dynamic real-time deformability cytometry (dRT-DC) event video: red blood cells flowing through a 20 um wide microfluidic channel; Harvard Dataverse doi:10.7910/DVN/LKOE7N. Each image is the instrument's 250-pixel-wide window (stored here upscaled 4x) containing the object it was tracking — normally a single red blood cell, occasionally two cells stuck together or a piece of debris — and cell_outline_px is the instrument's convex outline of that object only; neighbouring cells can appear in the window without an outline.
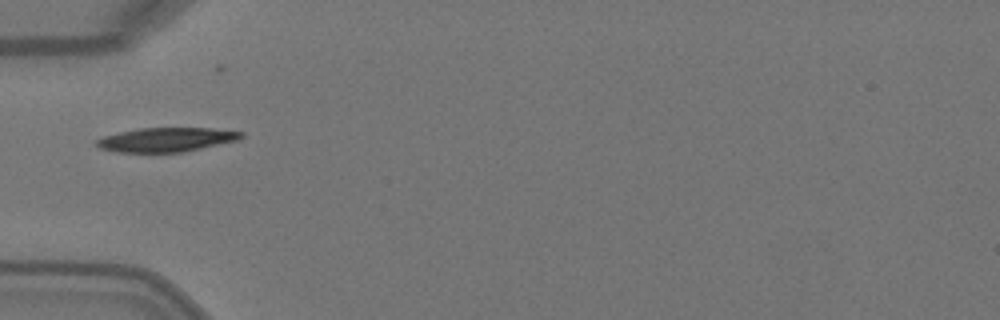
{"species": "Egyptian fruit bat (a non-hibernating species)", "species_latin": "Rousettus aegyptiacus", "temperature_condition": "warm", "stored_images_in_passage": 2, "camera_frame_rate_fps": 3000, "um_per_image_px": 0.085, "animal": {"sex": "female"}, "frame": {"image": 1, "passage_image": 1, "time_ms": 0.0, "image_size_px": [1000, 320], "cell_outline_px": [[244, 136], [236, 140], [184, 152], [116, 152], [100, 148], [96, 144], [96, 140], [104, 136], [120, 132], [140, 128], [212, 128], [244, 132]], "centroid_in_image_um": [14.14, 11.87], "position_along_channel_um": 70.9, "area_um2": 20.17}}